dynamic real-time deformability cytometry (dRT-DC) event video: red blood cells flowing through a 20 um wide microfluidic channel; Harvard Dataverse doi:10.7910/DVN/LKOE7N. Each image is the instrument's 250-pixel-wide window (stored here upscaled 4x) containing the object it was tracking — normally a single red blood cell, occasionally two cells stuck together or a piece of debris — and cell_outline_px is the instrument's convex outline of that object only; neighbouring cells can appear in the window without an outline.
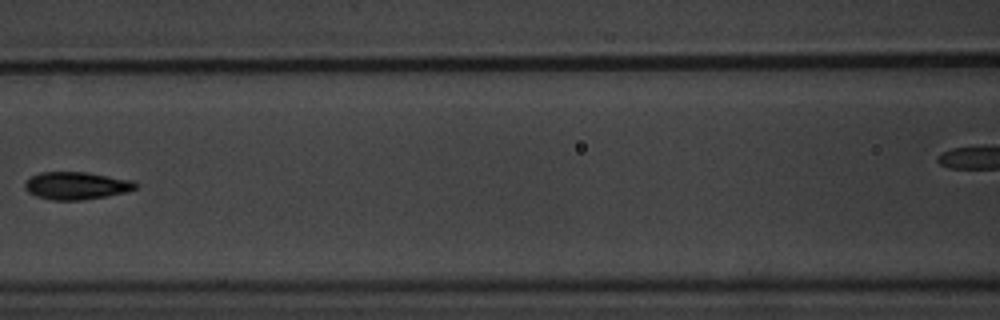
{"species": "common noctule bat (a hibernating species)", "species_latin": "Nyctalus noctula", "temperature_condition": "warm", "stored_images_in_passage": 10, "camera_frame_rate_fps": 3000, "um_per_image_px": 0.085, "animal": {"sex": "male", "body_mass_g": 20.1, "forearm_length_mm": 53.5}, "frame": {"image": 1, "passage_image": 6, "time_ms": 6.0, "image_size_px": [1000, 320], "cell_outline_px": [[140, 184], [136, 188], [128, 192], [84, 200], [52, 200], [36, 196], [28, 192], [24, 188], [24, 184], [32, 176], [40, 172], [88, 172], [132, 180]], "centroid_in_image_um": [6.52, 15.78], "position_along_channel_um": 160.1, "area_um2": 17.92}}
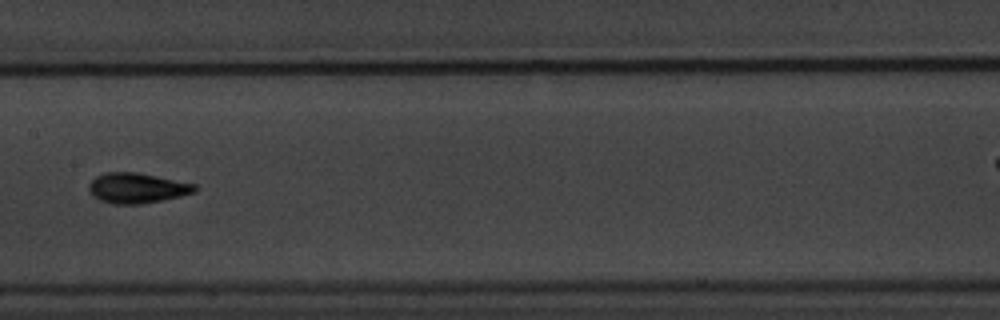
{"frame": {"image": 2, "passage_image": 7, "time_ms": 7.0, "image_size_px": [1000, 320], "cell_outline_px": [[196, 192], [180, 196], [140, 204], [112, 204], [100, 200], [92, 196], [88, 192], [88, 184], [96, 176], [108, 172], [136, 172], [196, 184]], "centroid_in_image_um": [11.6, 15.98], "position_along_channel_um": 195.8, "area_um2": 18.61}}